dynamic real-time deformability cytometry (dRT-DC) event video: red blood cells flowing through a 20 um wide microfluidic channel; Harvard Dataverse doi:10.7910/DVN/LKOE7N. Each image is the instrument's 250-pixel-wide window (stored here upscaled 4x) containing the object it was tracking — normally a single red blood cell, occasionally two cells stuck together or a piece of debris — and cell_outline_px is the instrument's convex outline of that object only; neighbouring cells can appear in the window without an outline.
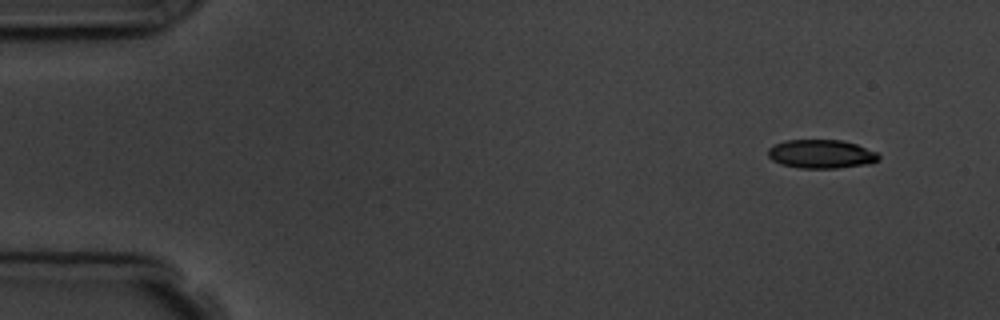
{"species": "common noctule bat (a hibernating species)", "species_latin": "Nyctalus noctula", "temperature_condition": "room temperature", "stored_images_in_passage": 4, "camera_frame_rate_fps": 3000, "um_per_image_px": 0.085, "animal": {"sex": "male", "body_mass_g": 19.5, "forearm_length_mm": 54.6}, "frame": {"image": 1, "passage_image": 1, "time_ms": 0.0, "image_size_px": [1000, 320], "cell_outline_px": [[880, 160], [868, 164], [836, 168], [800, 168], [780, 164], [772, 160], [768, 156], [768, 148], [784, 140], [844, 140], [856, 144], [876, 152], [880, 156]], "centroid_in_image_um": [69.8, 13.09], "position_along_channel_um": 15.2, "area_um2": 18.55}}
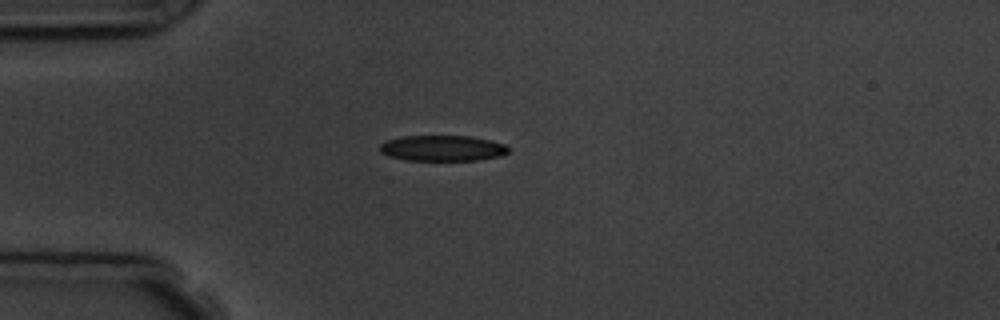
{"frame": {"image": 2, "passage_image": 4, "time_ms": 3.333, "image_size_px": [1000, 320], "cell_outline_px": [[508, 152], [500, 156], [480, 160], [404, 160], [388, 156], [380, 152], [380, 144], [388, 140], [404, 136], [468, 136], [488, 140], [504, 144], [508, 148]], "centroid_in_image_um": [37.58, 12.6], "position_along_channel_um": 47.4, "area_um2": 19.13}}